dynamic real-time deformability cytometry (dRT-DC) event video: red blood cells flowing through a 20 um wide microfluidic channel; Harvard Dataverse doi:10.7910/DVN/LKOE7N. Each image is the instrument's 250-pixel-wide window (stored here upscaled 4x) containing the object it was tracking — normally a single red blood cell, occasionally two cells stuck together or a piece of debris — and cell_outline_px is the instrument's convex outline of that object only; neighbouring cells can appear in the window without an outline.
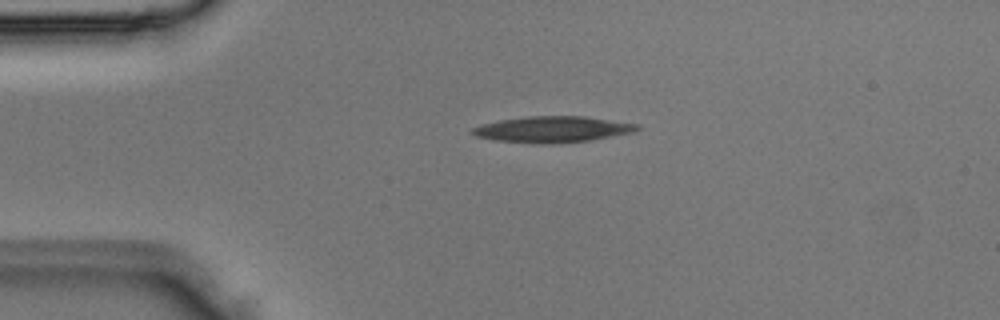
{"species": "Egyptian fruit bat (a non-hibernating species)", "species_latin": "Rousettus aegyptiacus", "temperature_condition": "room temperature", "stored_images_in_passage": 2, "camera_frame_rate_fps": 3000, "um_per_image_px": 0.085, "animal": {"sex": "male"}, "frame": {"image": 1, "passage_image": 1, "time_ms": 0.0, "image_size_px": [1000, 320], "cell_outline_px": [[640, 128], [636, 132], [592, 140], [548, 144], [544, 144], [496, 140], [476, 136], [468, 132], [472, 128], [480, 124], [500, 120], [528, 116], [584, 116], [640, 124]], "centroid_in_image_um": [46.99, 10.99], "position_along_channel_um": 38.0, "area_um2": 25.2}}